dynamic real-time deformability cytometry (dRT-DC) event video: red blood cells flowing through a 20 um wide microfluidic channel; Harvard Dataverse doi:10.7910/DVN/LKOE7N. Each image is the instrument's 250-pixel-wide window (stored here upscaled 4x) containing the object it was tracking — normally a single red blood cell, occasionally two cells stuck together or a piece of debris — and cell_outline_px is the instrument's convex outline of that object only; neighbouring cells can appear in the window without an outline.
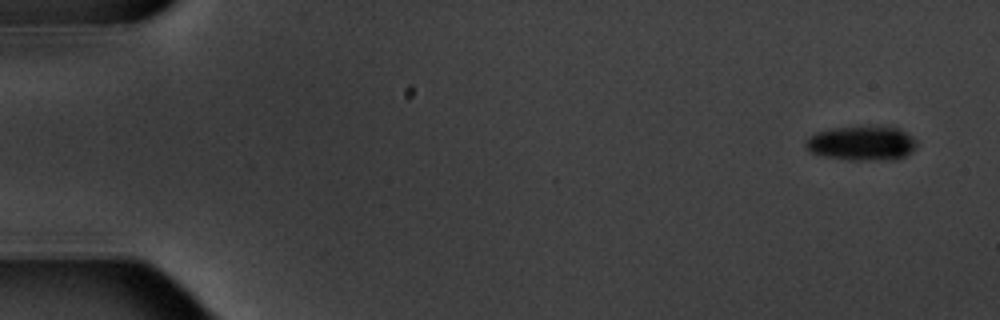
{"species": "common noctule bat (a hibernating species)", "species_latin": "Nyctalus noctula", "temperature_condition": "warm", "stored_images_in_passage": 5, "camera_frame_rate_fps": 3000, "um_per_image_px": 0.085, "animal": {"sex": "male", "body_mass_g": 20.1, "forearm_length_mm": 53.5}, "frame": {"image": 1, "passage_image": 1, "time_ms": 0.0, "image_size_px": [1000, 320], "cell_outline_px": [[916, 148], [904, 156], [896, 160], [848, 160], [824, 156], [808, 152], [804, 144], [804, 140], [808, 136], [816, 132], [832, 128], [872, 124], [900, 128], [912, 136], [916, 140]], "centroid_in_image_um": [73.23, 12.15], "position_along_channel_um": 11.8, "area_um2": 23.18}}